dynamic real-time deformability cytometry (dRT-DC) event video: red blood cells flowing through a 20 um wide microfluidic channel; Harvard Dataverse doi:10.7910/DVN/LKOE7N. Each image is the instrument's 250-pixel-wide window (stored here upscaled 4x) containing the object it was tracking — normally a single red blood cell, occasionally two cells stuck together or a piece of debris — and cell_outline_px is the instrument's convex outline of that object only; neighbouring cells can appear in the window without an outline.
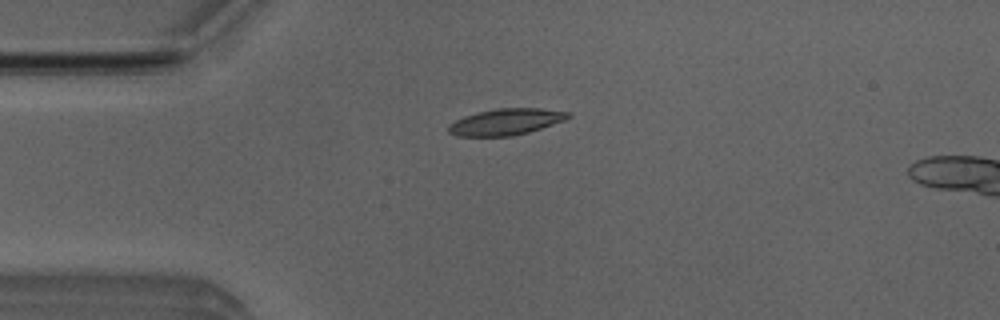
{"species": "Egyptian fruit bat (a non-hibernating species)", "species_latin": "Rousettus aegyptiacus", "temperature_condition": "room temperature", "stored_images_in_passage": 39, "camera_frame_rate_fps": 3000, "um_per_image_px": 0.085, "animal": {"sex": "male"}, "frame": {"image": 1, "passage_image": 2, "time_ms": 0.333, "image_size_px": [1000, 320], "cell_outline_px": [[572, 116], [564, 120], [528, 132], [512, 136], [456, 136], [448, 132], [448, 124], [464, 116], [476, 112], [496, 108], [540, 108], [568, 112]], "centroid_in_image_um": [42.96, 10.35], "position_along_channel_um": 42.0, "area_um2": 18.32}}
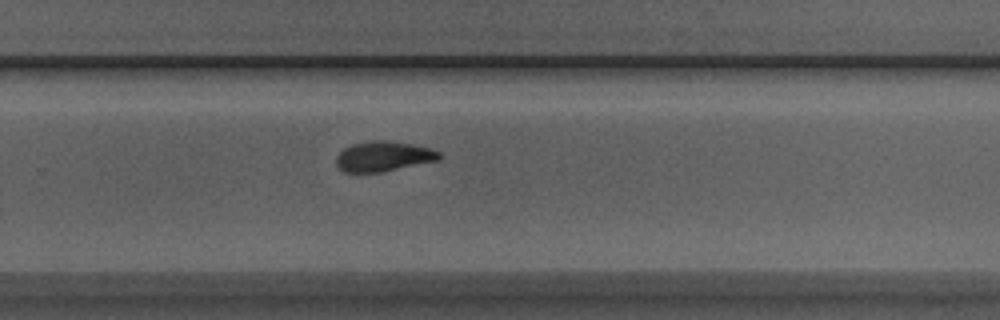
{"frame": {"image": 2, "passage_image": 23, "time_ms": 7.333, "image_size_px": [1000, 320], "cell_outline_px": [[444, 156], [440, 160], [380, 172], [344, 172], [336, 164], [336, 156], [344, 148], [352, 144], [368, 140], [380, 140], [412, 144], [432, 148], [440, 152]], "centroid_in_image_um": [32.63, 13.28], "position_along_channel_um": 297.2, "area_um2": 18.15}}
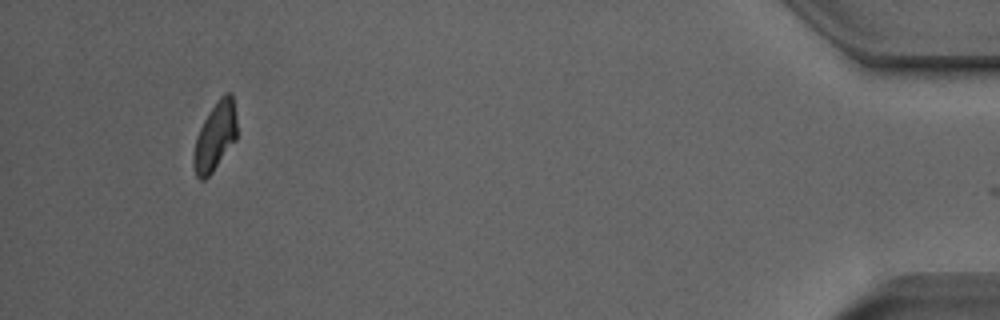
{"frame": {"image": 3, "passage_image": 38, "time_ms": 12.333, "image_size_px": [1000, 320], "cell_outline_px": [[236, 140], [212, 172], [204, 180], [200, 180], [196, 176], [192, 164], [192, 152], [196, 136], [204, 120], [220, 96], [224, 92], [232, 92], [236, 116]], "centroid_in_image_um": [18.26, 11.61], "position_along_channel_um": 416.9, "area_um2": 17.4}, "authors_computed_cell_mechanics": {"area_um2": 18.3226, "velocity_mm_per_s": 3.9445, "shape_relaxation_time_tau1_ms": 4.065, "shape_relaxation_time_tau2_ms": 3.3404, "deformation_change_tau1": 0.142, "deformation_change_tau2": 0.1019}}